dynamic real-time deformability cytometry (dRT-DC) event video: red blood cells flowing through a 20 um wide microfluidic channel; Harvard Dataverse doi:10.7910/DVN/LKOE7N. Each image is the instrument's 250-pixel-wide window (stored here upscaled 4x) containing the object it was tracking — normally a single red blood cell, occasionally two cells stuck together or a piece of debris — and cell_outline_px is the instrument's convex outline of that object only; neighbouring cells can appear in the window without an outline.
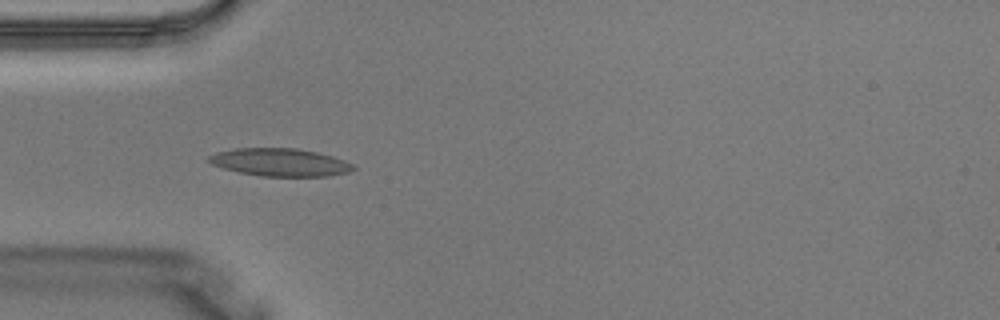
{"species": "Egyptian fruit bat (a non-hibernating species)", "species_latin": "Rousettus aegyptiacus", "temperature_condition": "warm", "stored_images_in_passage": 2, "camera_frame_rate_fps": 3000, "um_per_image_px": 0.085, "animal": {"sex": "male"}, "frame": {"image": 1, "passage_image": 2, "time_ms": 0.333, "image_size_px": [1000, 320], "cell_outline_px": [[356, 168], [348, 172], [328, 176], [260, 176], [240, 172], [224, 168], [212, 164], [208, 160], [208, 156], [216, 152], [236, 148], [296, 148], [316, 152], [332, 156], [344, 160], [352, 164]], "centroid_in_image_um": [23.8, 13.79], "position_along_channel_um": 61.2, "area_um2": 23.24}}